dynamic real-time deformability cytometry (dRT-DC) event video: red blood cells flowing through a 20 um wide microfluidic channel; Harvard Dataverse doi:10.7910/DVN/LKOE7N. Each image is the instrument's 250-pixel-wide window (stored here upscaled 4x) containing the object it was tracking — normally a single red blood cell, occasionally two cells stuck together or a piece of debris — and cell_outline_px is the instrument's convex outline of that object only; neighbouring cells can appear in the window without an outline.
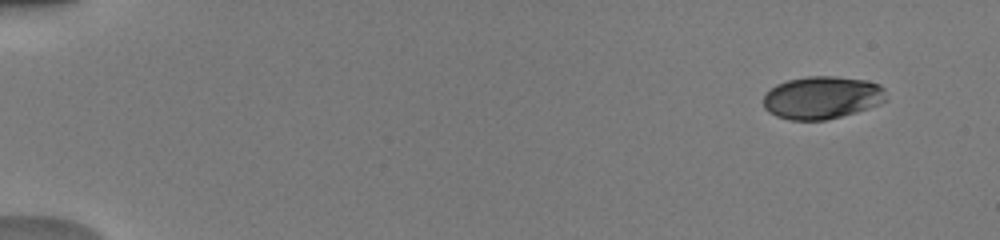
{"species": "human", "species_latin": "Homo sapiens", "temperature_condition": "warm", "stored_images_in_passage": 11, "camera_frame_rate_fps": 3000, "um_per_image_px": 0.085, "donor": {"sex": "male"}, "frame": {"image": 1, "passage_image": 1, "time_ms": 0.0, "image_size_px": [1000, 240], "cell_outline_px": [[888, 100], [880, 104], [856, 112], [824, 120], [788, 120], [776, 116], [768, 112], [764, 108], [764, 92], [776, 84], [788, 80], [808, 76], [836, 76], [868, 80], [880, 84], [884, 88]], "centroid_in_image_um": [69.88, 8.29], "position_along_channel_um": 15.1, "area_um2": 30.92}}
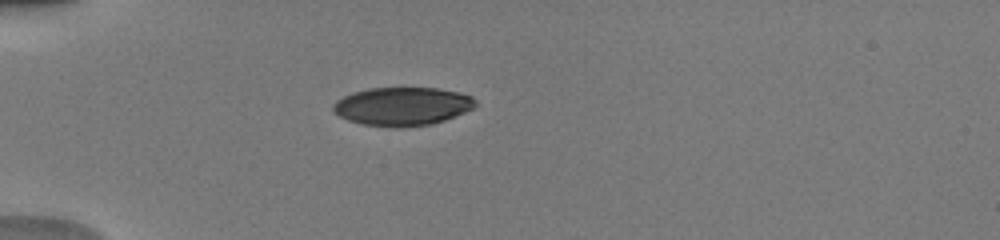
{"frame": {"image": 2, "passage_image": 8, "time_ms": 4.0, "image_size_px": [1000, 240], "cell_outline_px": [[476, 104], [472, 108], [456, 116], [432, 124], [400, 128], [396, 128], [364, 124], [348, 120], [332, 112], [332, 104], [336, 100], [352, 92], [368, 88], [436, 88], [456, 92], [472, 96], [476, 100]], "centroid_in_image_um": [34.17, 9.04], "position_along_channel_um": 50.8, "area_um2": 31.91}}
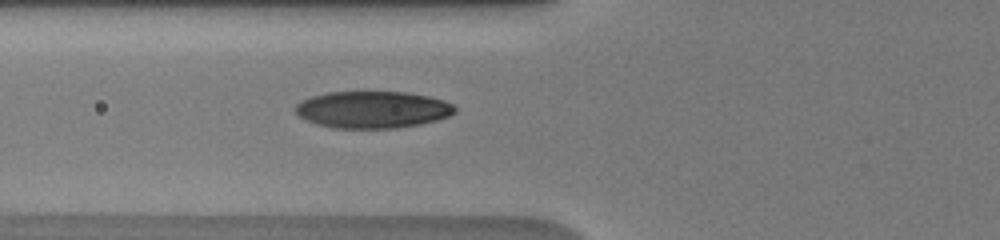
{"frame": {"image": 3, "passage_image": 11, "time_ms": 5.667, "image_size_px": [1000, 240], "cell_outline_px": [[456, 112], [448, 116], [436, 120], [420, 124], [396, 128], [332, 128], [316, 124], [300, 116], [296, 112], [296, 104], [300, 100], [312, 96], [328, 92], [408, 92], [428, 96], [444, 100], [452, 104], [456, 108]], "centroid_in_image_um": [31.67, 9.31], "position_along_channel_um": 94.1, "area_um2": 34.33}}